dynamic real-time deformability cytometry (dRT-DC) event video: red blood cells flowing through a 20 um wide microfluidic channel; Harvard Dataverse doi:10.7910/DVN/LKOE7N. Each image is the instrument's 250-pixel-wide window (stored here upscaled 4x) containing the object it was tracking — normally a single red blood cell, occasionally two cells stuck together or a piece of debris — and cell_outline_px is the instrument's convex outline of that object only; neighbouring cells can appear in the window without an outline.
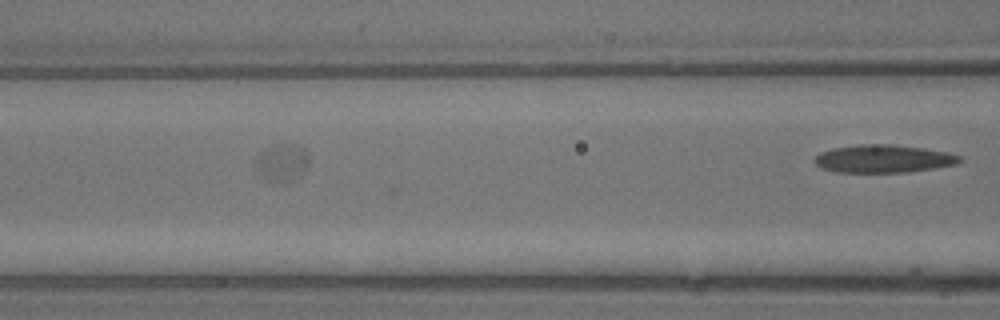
{"species": "common noctule bat (a hibernating species)", "species_latin": "Nyctalus noctula", "temperature_condition": "warm", "stored_images_in_passage": 7, "segment_of_instrument_passage": [2, 2], "camera_frame_rate_fps": 3000, "um_per_image_px": 0.085, "animal": {"sex": "male", "body_mass_g": 13.3}, "frame": {"image": 1, "passage_image": 7, "time_ms": 2.0, "image_size_px": [1000, 320], "cell_outline_px": [[964, 160], [956, 164], [908, 172], [836, 172], [820, 168], [812, 160], [820, 152], [832, 148], [856, 144], [892, 144], [948, 152], [960, 156]], "centroid_in_image_um": [75.05, 13.49], "position_along_channel_um": 91.6, "area_um2": 23.64}}